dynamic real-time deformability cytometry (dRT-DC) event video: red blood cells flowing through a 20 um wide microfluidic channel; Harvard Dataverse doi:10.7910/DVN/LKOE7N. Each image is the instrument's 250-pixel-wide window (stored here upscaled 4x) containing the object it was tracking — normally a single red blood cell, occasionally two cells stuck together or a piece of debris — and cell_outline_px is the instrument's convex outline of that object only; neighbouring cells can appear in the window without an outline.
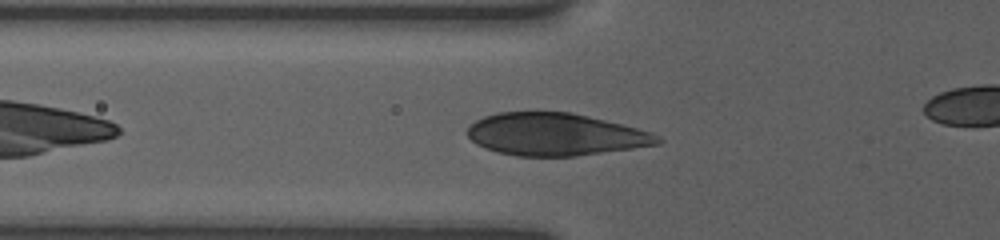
{"species": "human", "species_latin": "Homo sapiens", "temperature_condition": "room temperature", "stored_images_in_passage": 34, "camera_frame_rate_fps": 3000, "um_per_image_px": 0.085, "donor": {"sex": "female"}, "frame": {"image": 1, "passage_image": 5, "time_ms": 1.333, "image_size_px": [1000, 240], "cell_outline_px": [[664, 140], [660, 144], [576, 156], [516, 156], [496, 152], [484, 148], [476, 144], [464, 132], [476, 120], [484, 116], [496, 112], [572, 112], [636, 128], [648, 132]], "centroid_in_image_um": [47.14, 11.43], "position_along_channel_um": 78.7, "area_um2": 46.82}}
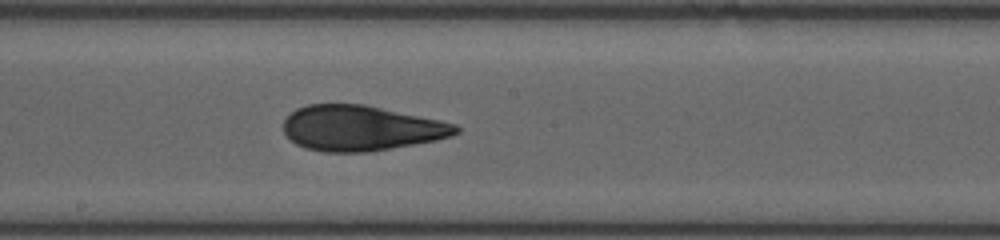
{"frame": {"image": 2, "passage_image": 16, "time_ms": 5.0, "image_size_px": [1000, 240], "cell_outline_px": [[460, 132], [452, 136], [436, 140], [368, 152], [324, 152], [304, 148], [296, 144], [284, 132], [284, 120], [296, 108], [308, 104], [364, 104], [440, 120], [456, 124], [460, 128]], "centroid_in_image_um": [30.69, 10.89], "position_along_channel_um": 217.5, "area_um2": 45.43}}
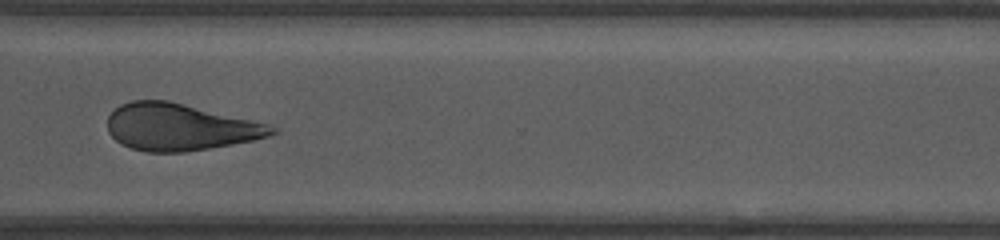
{"frame": {"image": 3, "passage_image": 27, "time_ms": 8.667, "image_size_px": [1000, 240], "cell_outline_px": [[276, 132], [268, 136], [252, 140], [232, 144], [184, 152], [148, 152], [132, 148], [120, 144], [108, 132], [108, 116], [120, 104], [132, 100], [168, 100], [268, 124], [276, 128]], "centroid_in_image_um": [15.24, 10.8], "position_along_channel_um": 355.4, "area_um2": 44.45}}